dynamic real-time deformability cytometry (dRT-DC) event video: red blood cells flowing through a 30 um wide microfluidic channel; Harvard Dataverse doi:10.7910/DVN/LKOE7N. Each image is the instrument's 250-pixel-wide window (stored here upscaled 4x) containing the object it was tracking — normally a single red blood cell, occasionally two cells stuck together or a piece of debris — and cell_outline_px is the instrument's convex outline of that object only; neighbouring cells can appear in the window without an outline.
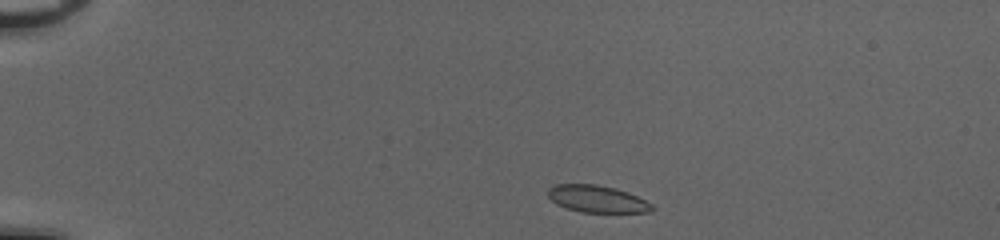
{"species": "common noctule bat (a hibernating species)", "species_latin": "Nyctalus noctula", "temperature_condition": "cold", "stored_images_in_passage": 42, "camera_frame_rate_fps": 3000, "um_per_image_px": 0.085, "animal": {"sex": "female", "body_mass_g": 20.0, "forearm_length_mm": 54.0}, "frame": {"image": 1, "passage_image": 1, "time_ms": 0.0, "image_size_px": [1000, 240], "cell_outline_px": [[656, 208], [652, 212], [580, 212], [556, 204], [548, 196], [548, 188], [556, 184], [596, 184], [616, 188], [628, 192], [652, 204]], "centroid_in_image_um": [50.77, 16.91], "position_along_channel_um": 34.2, "area_um2": 16.42}}
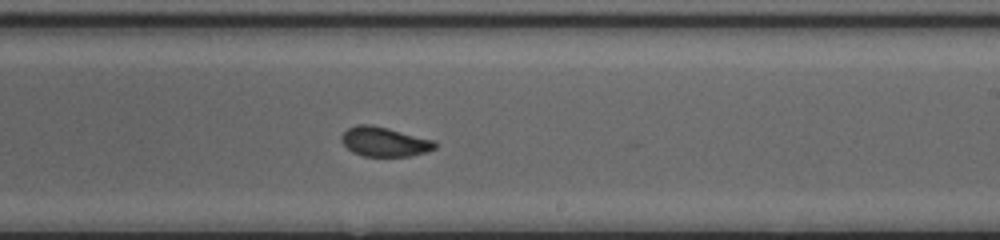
{"frame": {"image": 2, "passage_image": 23, "time_ms": 7.333, "image_size_px": [1000, 240], "cell_outline_px": [[436, 148], [424, 152], [408, 156], [364, 156], [352, 152], [340, 140], [340, 136], [348, 128], [356, 124], [372, 124], [436, 140]], "centroid_in_image_um": [32.66, 12.03], "position_along_channel_um": 256.3, "area_um2": 16.13}}
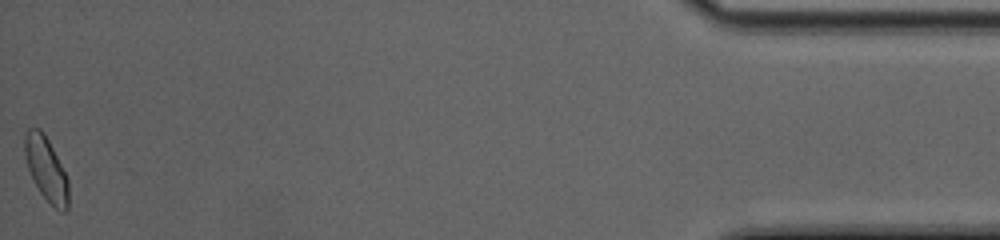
{"frame": {"image": 3, "passage_image": 42, "time_ms": 13.667, "image_size_px": [1000, 240], "cell_outline_px": [[68, 208], [64, 212], [60, 212], [40, 192], [28, 168], [24, 152], [24, 136], [28, 128], [40, 128], [44, 132], [68, 180]], "centroid_in_image_um": [3.91, 14.34], "position_along_channel_um": 431.3, "area_um2": 15.9}, "authors_computed_cell_mechanics": {"area_um2": 16.2418, "velocity_mm_per_s": 4.0535, "shape_relaxation_time_tau1_ms": 3.8484, "shape_relaxation_time_tau2_ms": 1.0507, "deformation_change_tau1": 0.1159, "deformation_change_tau2": 0.053}}